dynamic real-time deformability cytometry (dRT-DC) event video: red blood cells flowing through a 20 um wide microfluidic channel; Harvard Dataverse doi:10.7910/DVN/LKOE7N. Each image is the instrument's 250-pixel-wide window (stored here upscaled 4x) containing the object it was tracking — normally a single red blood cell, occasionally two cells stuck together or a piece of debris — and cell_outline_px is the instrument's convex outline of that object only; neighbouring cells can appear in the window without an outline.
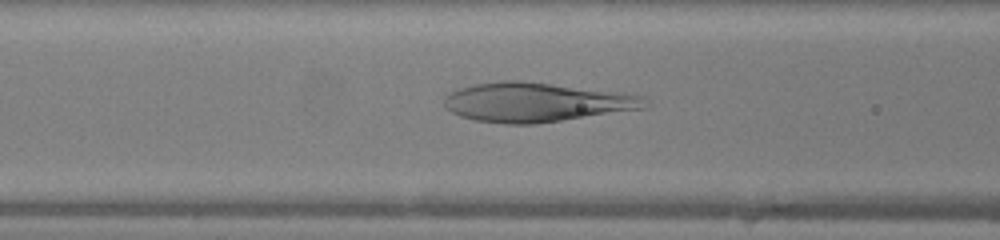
{"species": "human", "species_latin": "Homo sapiens", "temperature_condition": "warm", "stored_images_in_passage": 44, "camera_frame_rate_fps": 3000, "um_per_image_px": 0.085, "donor": {"sex": "female"}, "frame": {"image": 1, "passage_image": 16, "time_ms": 5.0, "image_size_px": [1000, 240], "cell_outline_px": [[644, 108], [536, 124], [504, 124], [476, 120], [460, 116], [452, 112], [444, 104], [444, 100], [452, 92], [460, 88], [476, 84], [500, 80], [520, 80], [640, 96]], "centroid_in_image_um": [45.44, 8.7], "position_along_channel_um": 121.2, "area_um2": 44.62}}
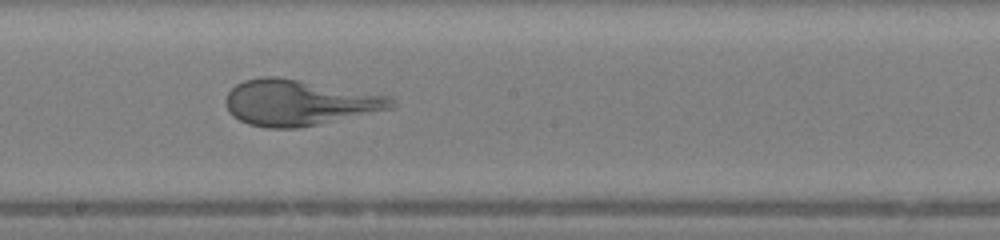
{"frame": {"image": 2, "passage_image": 23, "time_ms": 7.333, "image_size_px": [1000, 240], "cell_outline_px": [[396, 104], [392, 108], [316, 124], [296, 128], [264, 128], [248, 124], [232, 116], [228, 112], [224, 100], [228, 92], [236, 84], [244, 80], [260, 76], [276, 76], [300, 80], [392, 96]], "centroid_in_image_um": [25.36, 8.71], "position_along_channel_um": 222.8, "area_um2": 44.04}}
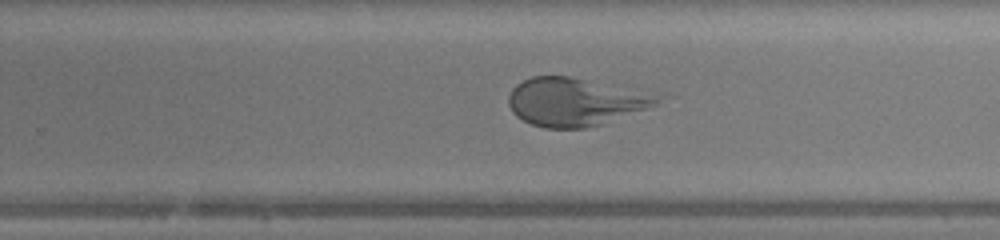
{"frame": {"image": 3, "passage_image": 27, "time_ms": 8.667, "image_size_px": [1000, 240], "cell_outline_px": [[664, 92], [660, 100], [656, 104], [600, 124], [584, 128], [544, 128], [532, 124], [516, 116], [512, 112], [508, 104], [508, 96], [512, 88], [516, 84], [532, 76], [568, 76]], "centroid_in_image_um": [48.94, 8.62], "position_along_channel_um": 280.9, "area_um2": 42.19}}